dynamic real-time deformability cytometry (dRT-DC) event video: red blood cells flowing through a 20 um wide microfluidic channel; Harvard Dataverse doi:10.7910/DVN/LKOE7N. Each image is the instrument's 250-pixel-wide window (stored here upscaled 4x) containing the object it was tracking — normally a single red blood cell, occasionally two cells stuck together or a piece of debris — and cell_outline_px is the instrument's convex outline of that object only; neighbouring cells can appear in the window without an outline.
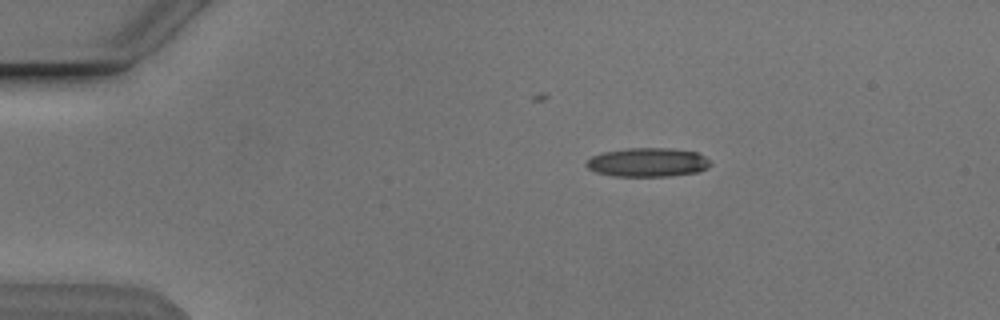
{"species": "Egyptian fruit bat (a non-hibernating species)", "species_latin": "Rousettus aegyptiacus", "temperature_condition": "cold", "stored_images_in_passage": 44, "camera_frame_rate_fps": 3000, "um_per_image_px": 0.085, "animal": {"sex": "male"}, "frame": {"image": 1, "passage_image": 1, "time_ms": 0.0, "image_size_px": [1000, 320], "cell_outline_px": [[712, 164], [708, 168], [700, 172], [672, 176], [612, 176], [596, 172], [588, 168], [584, 164], [592, 156], [604, 152], [628, 148], [668, 148], [696, 152], [704, 156]], "centroid_in_image_um": [55.07, 13.81], "position_along_channel_um": 29.9, "area_um2": 20.98}}
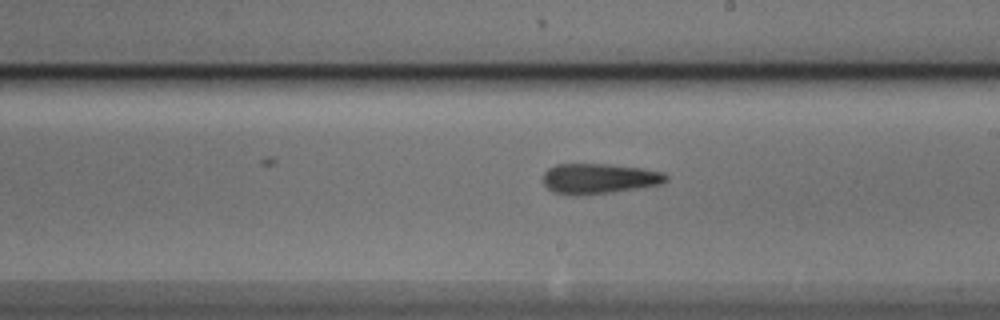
{"frame": {"image": 2, "passage_image": 22, "time_ms": 7.0, "image_size_px": [1000, 320], "cell_outline_px": [[668, 180], [660, 184], [612, 192], [580, 196], [568, 196], [552, 192], [544, 184], [544, 172], [548, 168], [556, 164], [608, 164], [644, 168], [664, 172], [668, 176]], "centroid_in_image_um": [50.9, 15.19], "position_along_channel_um": 238.1, "area_um2": 21.96}}
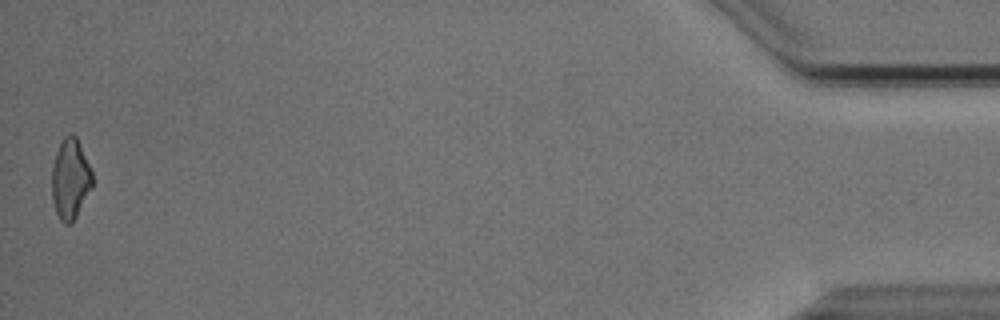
{"frame": {"image": 3, "passage_image": 44, "time_ms": 14.333, "image_size_px": [1000, 320], "cell_outline_px": [[92, 188], [72, 224], [64, 224], [60, 220], [56, 212], [52, 200], [52, 168], [56, 152], [64, 136], [72, 132], [76, 136], [92, 172]], "centroid_in_image_um": [5.97, 15.24], "position_along_channel_um": 429.2, "area_um2": 18.96}, "authors_computed_cell_mechanics": {"area_um2": 20.9525, "velocity_mm_per_s": 3.8575, "shape_relaxation_time_tau1_ms": 7.3361, "shape_relaxation_time_tau2_ms": 4.7162, "deformation_change_tau1": 0.1978, "deformation_change_tau2": 0.1636}}